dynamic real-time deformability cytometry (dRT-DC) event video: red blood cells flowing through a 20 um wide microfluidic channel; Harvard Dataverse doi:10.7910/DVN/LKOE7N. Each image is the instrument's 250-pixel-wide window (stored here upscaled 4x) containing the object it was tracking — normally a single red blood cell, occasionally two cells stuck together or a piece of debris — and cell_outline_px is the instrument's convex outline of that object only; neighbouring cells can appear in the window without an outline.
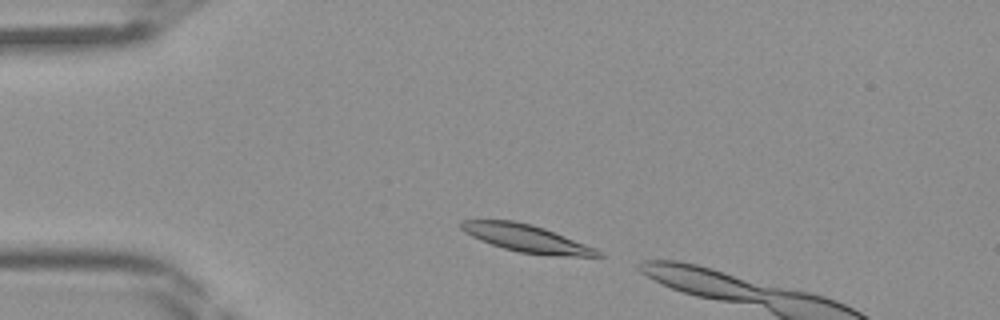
{"species": "Egyptian fruit bat (a non-hibernating species)", "species_latin": "Rousettus aegyptiacus", "temperature_condition": "room temperature", "stored_images_in_passage": 6, "camera_frame_rate_fps": 3000, "um_per_image_px": 0.085, "frame": {"image": 1, "passage_image": 2, "time_ms": 0.333, "image_size_px": [1000, 320], "cell_outline_px": [[604, 256], [552, 256], [520, 252], [504, 248], [480, 240], [464, 232], [460, 228], [460, 220], [512, 220], [532, 224], [544, 228], [596, 248]], "centroid_in_image_um": [44.74, 20.25], "position_along_channel_um": 40.3, "area_um2": 21.73}}